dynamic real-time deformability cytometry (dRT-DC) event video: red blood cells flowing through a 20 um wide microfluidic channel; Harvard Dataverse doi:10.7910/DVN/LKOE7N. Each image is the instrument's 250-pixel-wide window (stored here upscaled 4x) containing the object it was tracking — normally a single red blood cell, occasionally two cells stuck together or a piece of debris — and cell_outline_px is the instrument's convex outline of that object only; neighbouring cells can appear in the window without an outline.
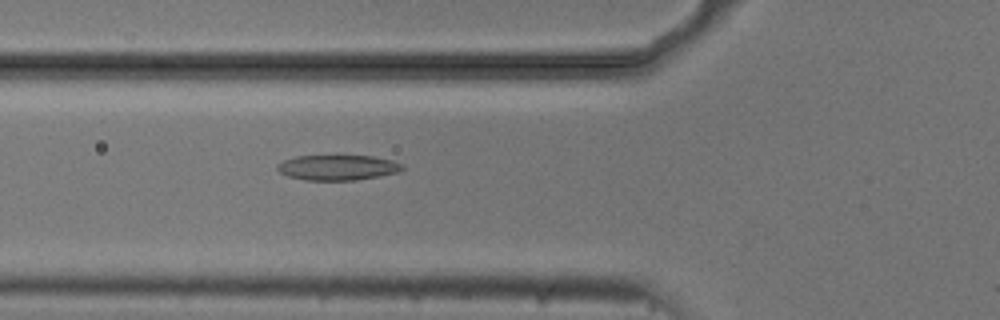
{"species": "common noctule bat (a hibernating species)", "species_latin": "Nyctalus noctula", "temperature_condition": "cold", "stored_images_in_passage": 4, "camera_frame_rate_fps": 3000, "um_per_image_px": 0.085, "animal": {"sex": "male", "body_mass_g": 20.5, "forearm_length_mm": 52.5}, "frame": {"image": 1, "passage_image": 3, "time_ms": 0.667, "image_size_px": [1000, 320], "cell_outline_px": [[404, 168], [400, 172], [380, 176], [356, 180], [304, 180], [288, 176], [280, 172], [276, 168], [276, 164], [284, 160], [296, 156], [372, 156], [392, 160], [404, 164]], "centroid_in_image_um": [28.72, 14.24], "position_along_channel_um": 97.1, "area_um2": 18.5}}